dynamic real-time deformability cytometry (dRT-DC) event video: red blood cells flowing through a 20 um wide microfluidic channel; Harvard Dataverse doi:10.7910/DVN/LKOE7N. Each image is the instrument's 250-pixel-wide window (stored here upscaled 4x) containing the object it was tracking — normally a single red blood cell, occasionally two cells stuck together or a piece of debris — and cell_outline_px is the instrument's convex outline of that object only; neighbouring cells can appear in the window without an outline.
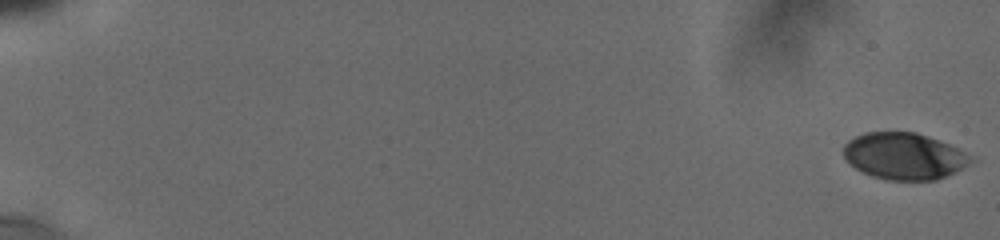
{"species": "human", "species_latin": "Homo sapiens", "temperature_condition": "cold", "stored_images_in_passage": 80, "camera_frame_rate_fps": 3000, "um_per_image_px": 0.085, "donor": {"sex": "male"}, "frame": {"image": 1, "passage_image": 1, "time_ms": 0.0, "image_size_px": [1000, 240], "cell_outline_px": [[976, 160], [936, 180], [888, 180], [872, 176], [856, 168], [844, 156], [844, 144], [848, 140], [864, 132], [916, 132], [928, 136], [948, 144], [964, 152]], "centroid_in_image_um": [76.83, 13.26], "position_along_channel_um": 8.2, "area_um2": 34.16}}
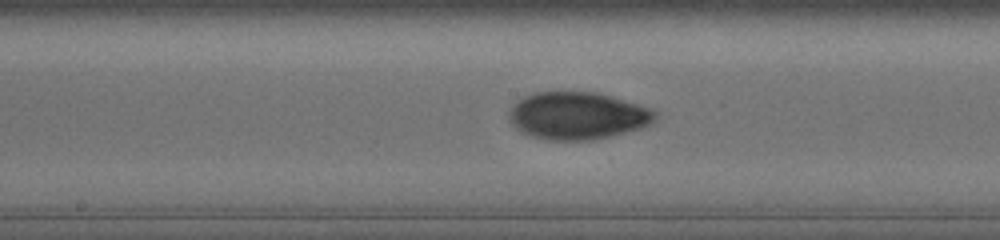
{"frame": {"image": 2, "passage_image": 45, "time_ms": 10.667, "image_size_px": [1000, 240], "cell_outline_px": [[660, 112], [656, 120], [652, 124], [644, 128], [592, 140], [548, 140], [532, 136], [520, 132], [508, 120], [508, 112], [512, 104], [520, 96], [532, 92], [600, 92], [656, 108]], "centroid_in_image_um": [49.14, 9.81], "position_along_channel_um": 199.1, "area_um2": 41.62}}
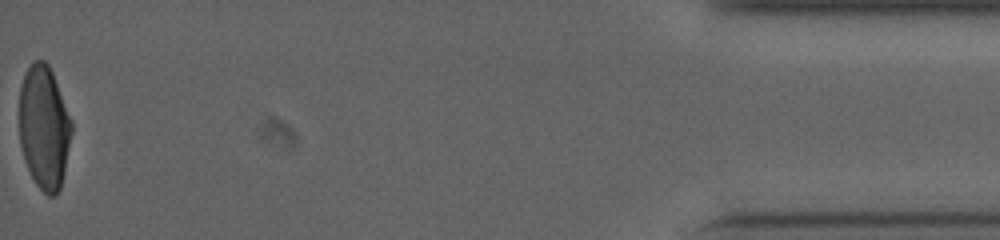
{"frame": {"image": 3, "passage_image": 80, "time_ms": 19.0, "image_size_px": [1000, 240], "cell_outline_px": [[72, 132], [64, 172], [60, 188], [56, 196], [48, 196], [36, 184], [24, 160], [20, 144], [20, 88], [24, 72], [32, 60], [44, 60], [48, 64], [52, 72], [72, 120]], "centroid_in_image_um": [3.75, 10.8], "position_along_channel_um": 431.5, "area_um2": 37.69}, "authors_computed_cell_mechanics": {"area_um2": 38.2636, "velocity_mm_per_s": 3.7767, "shape_relaxation_time_tau1_ms": 4.3101, "shape_relaxation_time_tau2_ms": 1.9068, "deformation_change_tau1": 0.1581, "deformation_change_tau2": 0.0468}}